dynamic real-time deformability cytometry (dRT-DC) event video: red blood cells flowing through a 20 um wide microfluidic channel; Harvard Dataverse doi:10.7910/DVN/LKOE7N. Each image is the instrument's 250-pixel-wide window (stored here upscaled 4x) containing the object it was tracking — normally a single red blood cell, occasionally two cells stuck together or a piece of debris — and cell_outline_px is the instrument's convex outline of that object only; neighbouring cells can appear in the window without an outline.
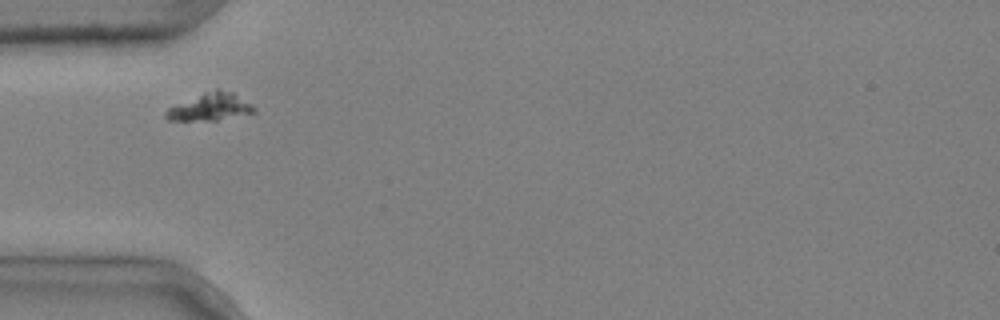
{"species": "common noctule bat (a hibernating species)", "species_latin": "Nyctalus noctula", "temperature_condition": "cold", "stored_images_in_passage": 9, "camera_frame_rate_fps": 3000, "um_per_image_px": 0.085, "animal": {"sex": "male", "body_mass_g": 20.4}, "frame": {"image": 1, "passage_image": 1, "time_ms": 0.0, "image_size_px": [1000, 320], "cell_outline_px": [[256, 112], [216, 120], [168, 120], [164, 116], [168, 108], [204, 92], [216, 88], [220, 88], [232, 92], [252, 104], [256, 108]], "centroid_in_image_um": [17.9, 9.08], "position_along_channel_um": 67.1, "area_um2": 13.93}}
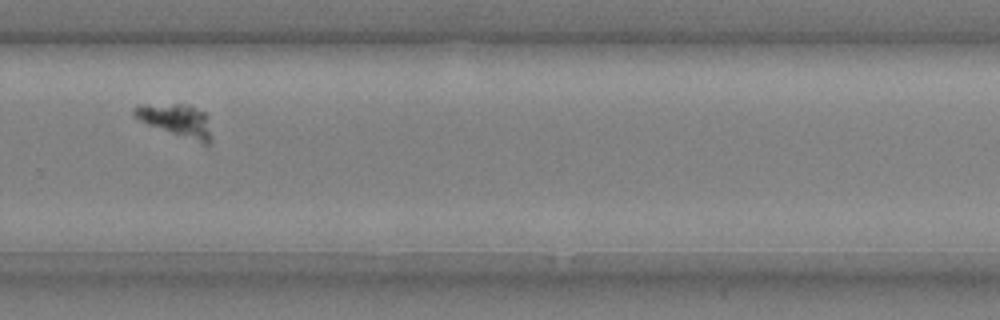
{"frame": {"image": 2, "passage_image": 7, "time_ms": 2.0, "image_size_px": [1000, 320], "cell_outline_px": [[212, 140], [208, 144], [204, 144], [148, 124], [132, 116], [132, 112], [140, 104], [188, 104], [204, 112]], "centroid_in_image_um": [14.97, 10.21], "position_along_channel_um": 314.8, "area_um2": 14.28}}
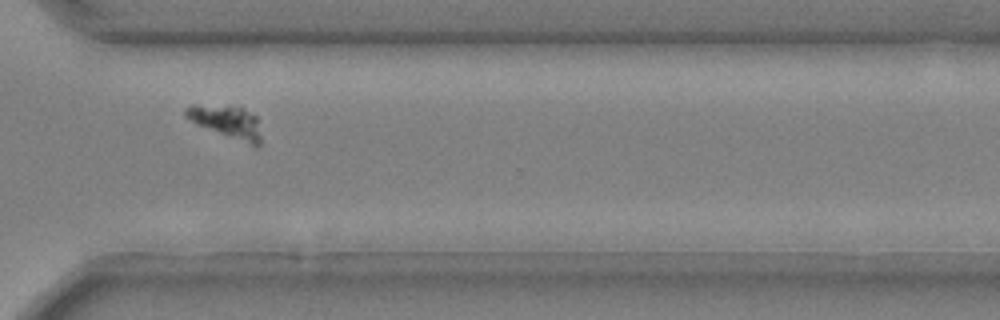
{"frame": {"image": 3, "passage_image": 8, "time_ms": 2.333, "image_size_px": [1000, 320], "cell_outline_px": [[260, 144], [256, 148], [196, 124], [184, 116], [184, 108], [192, 104], [244, 108], [256, 116], [260, 136]], "centroid_in_image_um": [19.26, 10.37], "position_along_channel_um": 351.3, "area_um2": 14.28}}